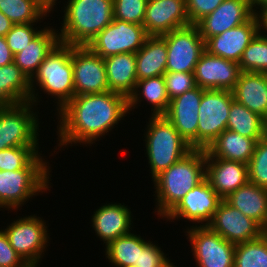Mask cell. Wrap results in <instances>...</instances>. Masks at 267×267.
I'll return each mask as SVG.
<instances>
[{
  "instance_id": "6da1fadb",
  "label": "cell",
  "mask_w": 267,
  "mask_h": 267,
  "mask_svg": "<svg viewBox=\"0 0 267 267\" xmlns=\"http://www.w3.org/2000/svg\"><path fill=\"white\" fill-rule=\"evenodd\" d=\"M128 114L127 98L107 91L74 96L56 115L58 147L92 146ZM82 143V144H81ZM73 144V145H72Z\"/></svg>"
},
{
  "instance_id": "7a4b0ae2",
  "label": "cell",
  "mask_w": 267,
  "mask_h": 267,
  "mask_svg": "<svg viewBox=\"0 0 267 267\" xmlns=\"http://www.w3.org/2000/svg\"><path fill=\"white\" fill-rule=\"evenodd\" d=\"M206 178V151L192 149L154 180L155 211L163 219L196 185Z\"/></svg>"
},
{
  "instance_id": "3957f363",
  "label": "cell",
  "mask_w": 267,
  "mask_h": 267,
  "mask_svg": "<svg viewBox=\"0 0 267 267\" xmlns=\"http://www.w3.org/2000/svg\"><path fill=\"white\" fill-rule=\"evenodd\" d=\"M65 3L62 27L58 31L64 44L87 46L114 19L113 0H68Z\"/></svg>"
},
{
  "instance_id": "277c9868",
  "label": "cell",
  "mask_w": 267,
  "mask_h": 267,
  "mask_svg": "<svg viewBox=\"0 0 267 267\" xmlns=\"http://www.w3.org/2000/svg\"><path fill=\"white\" fill-rule=\"evenodd\" d=\"M36 86L43 91L42 93L54 98L53 102L57 103L56 113L74 97L71 45L60 42L45 57L37 73L31 79L30 101L37 106L41 97L38 95Z\"/></svg>"
},
{
  "instance_id": "5b68a950",
  "label": "cell",
  "mask_w": 267,
  "mask_h": 267,
  "mask_svg": "<svg viewBox=\"0 0 267 267\" xmlns=\"http://www.w3.org/2000/svg\"><path fill=\"white\" fill-rule=\"evenodd\" d=\"M41 155L39 153L24 169L0 171V209L20 210L32 197L47 194L52 184V171Z\"/></svg>"
},
{
  "instance_id": "8992f818",
  "label": "cell",
  "mask_w": 267,
  "mask_h": 267,
  "mask_svg": "<svg viewBox=\"0 0 267 267\" xmlns=\"http://www.w3.org/2000/svg\"><path fill=\"white\" fill-rule=\"evenodd\" d=\"M148 119L143 141L153 181L192 148L164 115L150 116Z\"/></svg>"
},
{
  "instance_id": "52a82bcc",
  "label": "cell",
  "mask_w": 267,
  "mask_h": 267,
  "mask_svg": "<svg viewBox=\"0 0 267 267\" xmlns=\"http://www.w3.org/2000/svg\"><path fill=\"white\" fill-rule=\"evenodd\" d=\"M34 106L31 101L0 105V150L39 146V111Z\"/></svg>"
},
{
  "instance_id": "ba28073f",
  "label": "cell",
  "mask_w": 267,
  "mask_h": 267,
  "mask_svg": "<svg viewBox=\"0 0 267 267\" xmlns=\"http://www.w3.org/2000/svg\"><path fill=\"white\" fill-rule=\"evenodd\" d=\"M35 215L20 217L3 229L10 245L30 267L40 266L50 240L46 220Z\"/></svg>"
},
{
  "instance_id": "9c48e42d",
  "label": "cell",
  "mask_w": 267,
  "mask_h": 267,
  "mask_svg": "<svg viewBox=\"0 0 267 267\" xmlns=\"http://www.w3.org/2000/svg\"><path fill=\"white\" fill-rule=\"evenodd\" d=\"M148 37L143 25L113 19L87 47L104 59L116 54L136 53Z\"/></svg>"
},
{
  "instance_id": "30bf717a",
  "label": "cell",
  "mask_w": 267,
  "mask_h": 267,
  "mask_svg": "<svg viewBox=\"0 0 267 267\" xmlns=\"http://www.w3.org/2000/svg\"><path fill=\"white\" fill-rule=\"evenodd\" d=\"M167 45L166 72L194 73L205 41L196 25L191 24L160 36Z\"/></svg>"
},
{
  "instance_id": "8fae6325",
  "label": "cell",
  "mask_w": 267,
  "mask_h": 267,
  "mask_svg": "<svg viewBox=\"0 0 267 267\" xmlns=\"http://www.w3.org/2000/svg\"><path fill=\"white\" fill-rule=\"evenodd\" d=\"M230 90H205L199 106L198 149L206 150L227 129L231 103Z\"/></svg>"
},
{
  "instance_id": "7c38bea8",
  "label": "cell",
  "mask_w": 267,
  "mask_h": 267,
  "mask_svg": "<svg viewBox=\"0 0 267 267\" xmlns=\"http://www.w3.org/2000/svg\"><path fill=\"white\" fill-rule=\"evenodd\" d=\"M187 232V233H186ZM198 267H234L236 245L208 226H190L184 231Z\"/></svg>"
},
{
  "instance_id": "4fadbf2b",
  "label": "cell",
  "mask_w": 267,
  "mask_h": 267,
  "mask_svg": "<svg viewBox=\"0 0 267 267\" xmlns=\"http://www.w3.org/2000/svg\"><path fill=\"white\" fill-rule=\"evenodd\" d=\"M74 96L109 91L104 59L87 46L71 45Z\"/></svg>"
},
{
  "instance_id": "5bb4252c",
  "label": "cell",
  "mask_w": 267,
  "mask_h": 267,
  "mask_svg": "<svg viewBox=\"0 0 267 267\" xmlns=\"http://www.w3.org/2000/svg\"><path fill=\"white\" fill-rule=\"evenodd\" d=\"M221 200L222 198L212 188L208 179L205 178L192 190L188 191L163 220L174 222V220L186 219L195 226H207Z\"/></svg>"
},
{
  "instance_id": "9a60e30c",
  "label": "cell",
  "mask_w": 267,
  "mask_h": 267,
  "mask_svg": "<svg viewBox=\"0 0 267 267\" xmlns=\"http://www.w3.org/2000/svg\"><path fill=\"white\" fill-rule=\"evenodd\" d=\"M207 226L235 245L257 239L262 235V227L256 221L245 216L224 199L219 203Z\"/></svg>"
},
{
  "instance_id": "2e32d148",
  "label": "cell",
  "mask_w": 267,
  "mask_h": 267,
  "mask_svg": "<svg viewBox=\"0 0 267 267\" xmlns=\"http://www.w3.org/2000/svg\"><path fill=\"white\" fill-rule=\"evenodd\" d=\"M205 90L197 86L171 99L164 114L192 149H198L199 106Z\"/></svg>"
},
{
  "instance_id": "e0dca14e",
  "label": "cell",
  "mask_w": 267,
  "mask_h": 267,
  "mask_svg": "<svg viewBox=\"0 0 267 267\" xmlns=\"http://www.w3.org/2000/svg\"><path fill=\"white\" fill-rule=\"evenodd\" d=\"M241 73L239 63L212 55L206 50L194 69L196 85L206 90L232 91Z\"/></svg>"
},
{
  "instance_id": "ac0fdd59",
  "label": "cell",
  "mask_w": 267,
  "mask_h": 267,
  "mask_svg": "<svg viewBox=\"0 0 267 267\" xmlns=\"http://www.w3.org/2000/svg\"><path fill=\"white\" fill-rule=\"evenodd\" d=\"M254 15L252 0H224L212 13L203 17L195 25L206 41L242 25Z\"/></svg>"
},
{
  "instance_id": "d6986e66",
  "label": "cell",
  "mask_w": 267,
  "mask_h": 267,
  "mask_svg": "<svg viewBox=\"0 0 267 267\" xmlns=\"http://www.w3.org/2000/svg\"><path fill=\"white\" fill-rule=\"evenodd\" d=\"M191 25L186 0H148L143 27L149 36H161Z\"/></svg>"
},
{
  "instance_id": "ffe728a7",
  "label": "cell",
  "mask_w": 267,
  "mask_h": 267,
  "mask_svg": "<svg viewBox=\"0 0 267 267\" xmlns=\"http://www.w3.org/2000/svg\"><path fill=\"white\" fill-rule=\"evenodd\" d=\"M259 32L260 22L255 14L242 25L207 39L205 50L212 55L239 63L244 50Z\"/></svg>"
},
{
  "instance_id": "44dd1931",
  "label": "cell",
  "mask_w": 267,
  "mask_h": 267,
  "mask_svg": "<svg viewBox=\"0 0 267 267\" xmlns=\"http://www.w3.org/2000/svg\"><path fill=\"white\" fill-rule=\"evenodd\" d=\"M206 178L215 192L225 199L249 181L248 165L211 157L206 152Z\"/></svg>"
},
{
  "instance_id": "7402d4cb",
  "label": "cell",
  "mask_w": 267,
  "mask_h": 267,
  "mask_svg": "<svg viewBox=\"0 0 267 267\" xmlns=\"http://www.w3.org/2000/svg\"><path fill=\"white\" fill-rule=\"evenodd\" d=\"M91 217V226L105 246L112 240L132 232L133 215L125 203H106L96 209Z\"/></svg>"
},
{
  "instance_id": "603a6c76",
  "label": "cell",
  "mask_w": 267,
  "mask_h": 267,
  "mask_svg": "<svg viewBox=\"0 0 267 267\" xmlns=\"http://www.w3.org/2000/svg\"><path fill=\"white\" fill-rule=\"evenodd\" d=\"M45 27L19 53L14 55V63L31 80L37 73L45 57L60 43L56 27Z\"/></svg>"
},
{
  "instance_id": "cb8c5ba5",
  "label": "cell",
  "mask_w": 267,
  "mask_h": 267,
  "mask_svg": "<svg viewBox=\"0 0 267 267\" xmlns=\"http://www.w3.org/2000/svg\"><path fill=\"white\" fill-rule=\"evenodd\" d=\"M232 93L237 102L267 121V73L242 72Z\"/></svg>"
},
{
  "instance_id": "d4e9b609",
  "label": "cell",
  "mask_w": 267,
  "mask_h": 267,
  "mask_svg": "<svg viewBox=\"0 0 267 267\" xmlns=\"http://www.w3.org/2000/svg\"><path fill=\"white\" fill-rule=\"evenodd\" d=\"M109 91L119 93L127 99L135 89L136 55L122 53L104 58Z\"/></svg>"
},
{
  "instance_id": "484cf974",
  "label": "cell",
  "mask_w": 267,
  "mask_h": 267,
  "mask_svg": "<svg viewBox=\"0 0 267 267\" xmlns=\"http://www.w3.org/2000/svg\"><path fill=\"white\" fill-rule=\"evenodd\" d=\"M224 200L261 227L267 224V189L248 181Z\"/></svg>"
},
{
  "instance_id": "4316f807",
  "label": "cell",
  "mask_w": 267,
  "mask_h": 267,
  "mask_svg": "<svg viewBox=\"0 0 267 267\" xmlns=\"http://www.w3.org/2000/svg\"><path fill=\"white\" fill-rule=\"evenodd\" d=\"M257 141L226 129L205 150L211 157L249 164Z\"/></svg>"
},
{
  "instance_id": "83f0119b",
  "label": "cell",
  "mask_w": 267,
  "mask_h": 267,
  "mask_svg": "<svg viewBox=\"0 0 267 267\" xmlns=\"http://www.w3.org/2000/svg\"><path fill=\"white\" fill-rule=\"evenodd\" d=\"M145 99L151 107V116L164 115L170 103L167 95L164 76H156L138 80L135 89L128 97V113L137 109ZM138 106V107H137Z\"/></svg>"
},
{
  "instance_id": "f1b7e54d",
  "label": "cell",
  "mask_w": 267,
  "mask_h": 267,
  "mask_svg": "<svg viewBox=\"0 0 267 267\" xmlns=\"http://www.w3.org/2000/svg\"><path fill=\"white\" fill-rule=\"evenodd\" d=\"M135 55L137 80L166 73L167 45L160 36H149Z\"/></svg>"
},
{
  "instance_id": "f546056e",
  "label": "cell",
  "mask_w": 267,
  "mask_h": 267,
  "mask_svg": "<svg viewBox=\"0 0 267 267\" xmlns=\"http://www.w3.org/2000/svg\"><path fill=\"white\" fill-rule=\"evenodd\" d=\"M31 80L13 62L0 67V105L30 101Z\"/></svg>"
},
{
  "instance_id": "4dcf8cb0",
  "label": "cell",
  "mask_w": 267,
  "mask_h": 267,
  "mask_svg": "<svg viewBox=\"0 0 267 267\" xmlns=\"http://www.w3.org/2000/svg\"><path fill=\"white\" fill-rule=\"evenodd\" d=\"M128 233L112 240L105 246V258L115 267H128L139 265L140 251L151 241L145 240L140 235Z\"/></svg>"
},
{
  "instance_id": "1f68e13d",
  "label": "cell",
  "mask_w": 267,
  "mask_h": 267,
  "mask_svg": "<svg viewBox=\"0 0 267 267\" xmlns=\"http://www.w3.org/2000/svg\"><path fill=\"white\" fill-rule=\"evenodd\" d=\"M227 129L259 141L267 135V121L234 99L229 111Z\"/></svg>"
},
{
  "instance_id": "d6a6232c",
  "label": "cell",
  "mask_w": 267,
  "mask_h": 267,
  "mask_svg": "<svg viewBox=\"0 0 267 267\" xmlns=\"http://www.w3.org/2000/svg\"><path fill=\"white\" fill-rule=\"evenodd\" d=\"M0 11L13 24H24L41 23V20L49 17L52 10L41 0H0Z\"/></svg>"
},
{
  "instance_id": "836d02e7",
  "label": "cell",
  "mask_w": 267,
  "mask_h": 267,
  "mask_svg": "<svg viewBox=\"0 0 267 267\" xmlns=\"http://www.w3.org/2000/svg\"><path fill=\"white\" fill-rule=\"evenodd\" d=\"M234 267H267V240L259 238L236 244Z\"/></svg>"
},
{
  "instance_id": "e575fe53",
  "label": "cell",
  "mask_w": 267,
  "mask_h": 267,
  "mask_svg": "<svg viewBox=\"0 0 267 267\" xmlns=\"http://www.w3.org/2000/svg\"><path fill=\"white\" fill-rule=\"evenodd\" d=\"M239 65L242 72L267 73L266 33L259 32L249 43L243 52Z\"/></svg>"
},
{
  "instance_id": "d590c367",
  "label": "cell",
  "mask_w": 267,
  "mask_h": 267,
  "mask_svg": "<svg viewBox=\"0 0 267 267\" xmlns=\"http://www.w3.org/2000/svg\"><path fill=\"white\" fill-rule=\"evenodd\" d=\"M40 146H19L0 150V171L24 169L40 152Z\"/></svg>"
},
{
  "instance_id": "8d00e7d4",
  "label": "cell",
  "mask_w": 267,
  "mask_h": 267,
  "mask_svg": "<svg viewBox=\"0 0 267 267\" xmlns=\"http://www.w3.org/2000/svg\"><path fill=\"white\" fill-rule=\"evenodd\" d=\"M249 182L267 189V135L257 141L248 164Z\"/></svg>"
},
{
  "instance_id": "74e56055",
  "label": "cell",
  "mask_w": 267,
  "mask_h": 267,
  "mask_svg": "<svg viewBox=\"0 0 267 267\" xmlns=\"http://www.w3.org/2000/svg\"><path fill=\"white\" fill-rule=\"evenodd\" d=\"M148 0H113L114 19L143 25Z\"/></svg>"
},
{
  "instance_id": "f35d334b",
  "label": "cell",
  "mask_w": 267,
  "mask_h": 267,
  "mask_svg": "<svg viewBox=\"0 0 267 267\" xmlns=\"http://www.w3.org/2000/svg\"><path fill=\"white\" fill-rule=\"evenodd\" d=\"M36 24H14L5 35L8 47L13 55L22 51L43 30L41 27H35Z\"/></svg>"
},
{
  "instance_id": "ab89813d",
  "label": "cell",
  "mask_w": 267,
  "mask_h": 267,
  "mask_svg": "<svg viewBox=\"0 0 267 267\" xmlns=\"http://www.w3.org/2000/svg\"><path fill=\"white\" fill-rule=\"evenodd\" d=\"M163 76L170 100L197 87L194 73L166 72Z\"/></svg>"
},
{
  "instance_id": "60d3db41",
  "label": "cell",
  "mask_w": 267,
  "mask_h": 267,
  "mask_svg": "<svg viewBox=\"0 0 267 267\" xmlns=\"http://www.w3.org/2000/svg\"><path fill=\"white\" fill-rule=\"evenodd\" d=\"M158 246L152 241L140 251L139 265H135V267H170L173 262L167 257L168 254H165L164 250Z\"/></svg>"
},
{
  "instance_id": "b9f144b4",
  "label": "cell",
  "mask_w": 267,
  "mask_h": 267,
  "mask_svg": "<svg viewBox=\"0 0 267 267\" xmlns=\"http://www.w3.org/2000/svg\"><path fill=\"white\" fill-rule=\"evenodd\" d=\"M224 0H186L190 24H196L206 15L212 13Z\"/></svg>"
},
{
  "instance_id": "7bdbcfd3",
  "label": "cell",
  "mask_w": 267,
  "mask_h": 267,
  "mask_svg": "<svg viewBox=\"0 0 267 267\" xmlns=\"http://www.w3.org/2000/svg\"><path fill=\"white\" fill-rule=\"evenodd\" d=\"M0 267H30L10 245L2 228L0 229Z\"/></svg>"
},
{
  "instance_id": "ee69618b",
  "label": "cell",
  "mask_w": 267,
  "mask_h": 267,
  "mask_svg": "<svg viewBox=\"0 0 267 267\" xmlns=\"http://www.w3.org/2000/svg\"><path fill=\"white\" fill-rule=\"evenodd\" d=\"M14 62V55L8 47L6 38L0 36V67Z\"/></svg>"
},
{
  "instance_id": "f6af8a7d",
  "label": "cell",
  "mask_w": 267,
  "mask_h": 267,
  "mask_svg": "<svg viewBox=\"0 0 267 267\" xmlns=\"http://www.w3.org/2000/svg\"><path fill=\"white\" fill-rule=\"evenodd\" d=\"M14 24L0 11V36H4L11 30Z\"/></svg>"
},
{
  "instance_id": "bcb514c9",
  "label": "cell",
  "mask_w": 267,
  "mask_h": 267,
  "mask_svg": "<svg viewBox=\"0 0 267 267\" xmlns=\"http://www.w3.org/2000/svg\"><path fill=\"white\" fill-rule=\"evenodd\" d=\"M257 16L260 22V32L267 33V6Z\"/></svg>"
},
{
  "instance_id": "7dc6e473",
  "label": "cell",
  "mask_w": 267,
  "mask_h": 267,
  "mask_svg": "<svg viewBox=\"0 0 267 267\" xmlns=\"http://www.w3.org/2000/svg\"><path fill=\"white\" fill-rule=\"evenodd\" d=\"M254 13L258 15L266 6L267 0H252Z\"/></svg>"
},
{
  "instance_id": "c3c4849f",
  "label": "cell",
  "mask_w": 267,
  "mask_h": 267,
  "mask_svg": "<svg viewBox=\"0 0 267 267\" xmlns=\"http://www.w3.org/2000/svg\"><path fill=\"white\" fill-rule=\"evenodd\" d=\"M49 9H51L52 10V13H53V11H55V10H53L54 9V7L55 6H57L58 4H57V1L58 0H41Z\"/></svg>"
},
{
  "instance_id": "681fc988",
  "label": "cell",
  "mask_w": 267,
  "mask_h": 267,
  "mask_svg": "<svg viewBox=\"0 0 267 267\" xmlns=\"http://www.w3.org/2000/svg\"><path fill=\"white\" fill-rule=\"evenodd\" d=\"M262 236L267 240V224L262 227Z\"/></svg>"
}]
</instances>
